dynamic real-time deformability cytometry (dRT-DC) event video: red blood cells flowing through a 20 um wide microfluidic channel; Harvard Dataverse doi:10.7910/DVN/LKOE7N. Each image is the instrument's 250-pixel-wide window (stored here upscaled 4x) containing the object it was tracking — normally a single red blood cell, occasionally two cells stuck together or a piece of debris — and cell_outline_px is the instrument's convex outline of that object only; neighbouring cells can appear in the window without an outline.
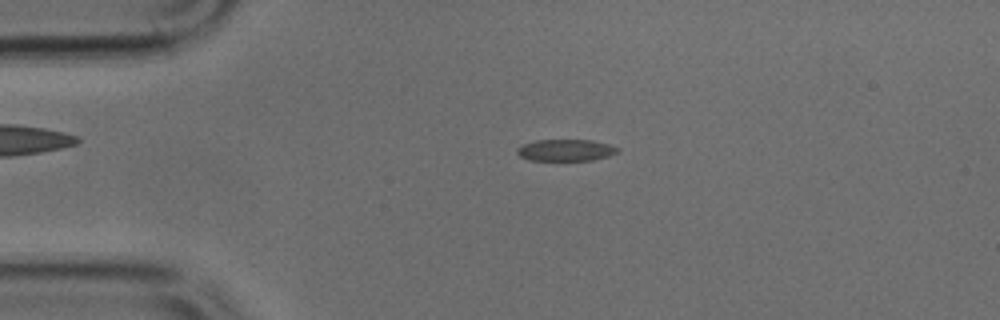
{"species": "common noctule bat (a hibernating species)", "species_latin": "Nyctalus noctula", "temperature_condition": "cold", "stored_images_in_passage": 48, "camera_frame_rate_fps": 3000, "um_per_image_px": 0.085, "animal": {"sex": "male", "body_mass_g": 17.9, "forearm_length_mm": 54.2}, "frame": {"image": 1, "passage_image": 10, "time_ms": 3.0, "image_size_px": [1000, 320], "cell_outline_px": [[620, 152], [608, 156], [592, 160], [528, 160], [520, 156], [516, 152], [516, 148], [524, 144], [536, 140], [592, 140], [608, 144], [620, 148]], "centroid_in_image_um": [48.1, 12.76], "position_along_channel_um": 36.9, "area_um2": 12.72}}
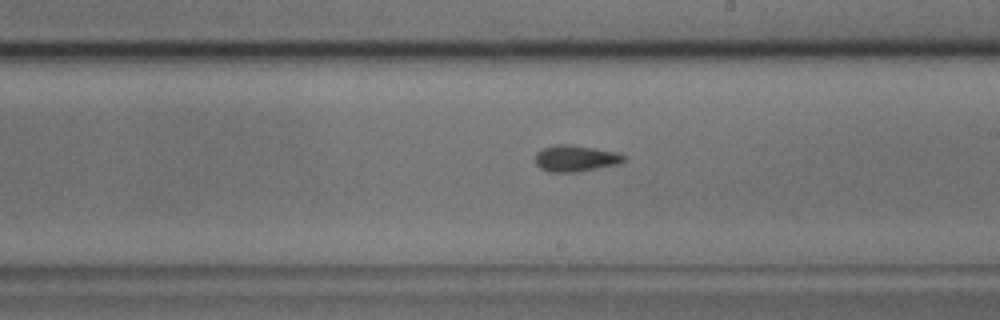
{"frame": {"image": 2, "passage_image": 27, "time_ms": 8.667, "image_size_px": [1000, 320], "cell_outline_px": [[628, 156], [620, 164], [576, 172], [548, 172], [540, 168], [536, 164], [536, 152], [544, 148], [556, 144], [568, 144], [596, 148], [616, 152]], "centroid_in_image_um": [48.94, 13.46], "position_along_channel_um": 240.1, "area_um2": 13.7}}
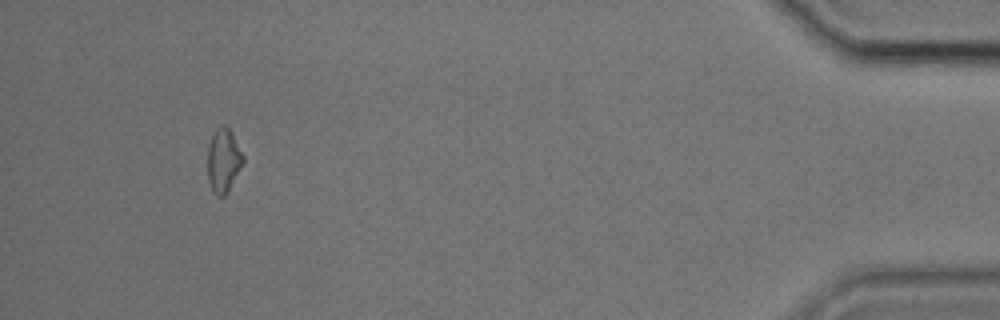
{"frame": {"image": 3, "passage_image": 45, "time_ms": 14.667, "image_size_px": [1000, 320], "cell_outline_px": [[244, 160], [228, 192], [224, 196], [216, 196], [212, 192], [208, 180], [208, 144], [216, 128], [224, 124], [232, 132], [244, 156]], "centroid_in_image_um": [18.98, 13.64], "position_along_channel_um": 416.2, "area_um2": 13.24}}